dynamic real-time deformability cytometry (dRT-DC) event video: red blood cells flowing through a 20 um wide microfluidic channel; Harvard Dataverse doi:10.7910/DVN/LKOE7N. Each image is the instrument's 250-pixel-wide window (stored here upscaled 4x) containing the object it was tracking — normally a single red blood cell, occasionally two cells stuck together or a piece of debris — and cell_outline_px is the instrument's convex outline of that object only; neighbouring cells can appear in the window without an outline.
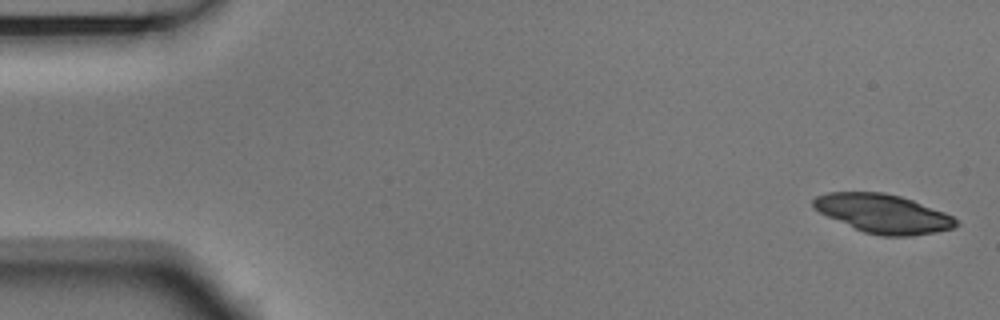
{"species": "Egyptian fruit bat (a non-hibernating species)", "species_latin": "Rousettus aegyptiacus", "temperature_condition": "room temperature", "stored_images_in_passage": 6, "camera_frame_rate_fps": 3000, "um_per_image_px": 0.085, "animal": {"sex": "male"}, "frame": {"image": 1, "passage_image": 1, "time_ms": 0.0, "image_size_px": [1000, 320], "cell_outline_px": [[960, 224], [952, 228], [936, 232], [908, 236], [880, 236], [864, 232], [828, 216], [812, 208], [812, 200], [816, 196], [828, 192], [884, 192], [900, 196], [912, 200], [944, 212], [952, 216]], "centroid_in_image_um": [75.05, 18.15], "position_along_channel_um": 9.9, "area_um2": 32.02}}